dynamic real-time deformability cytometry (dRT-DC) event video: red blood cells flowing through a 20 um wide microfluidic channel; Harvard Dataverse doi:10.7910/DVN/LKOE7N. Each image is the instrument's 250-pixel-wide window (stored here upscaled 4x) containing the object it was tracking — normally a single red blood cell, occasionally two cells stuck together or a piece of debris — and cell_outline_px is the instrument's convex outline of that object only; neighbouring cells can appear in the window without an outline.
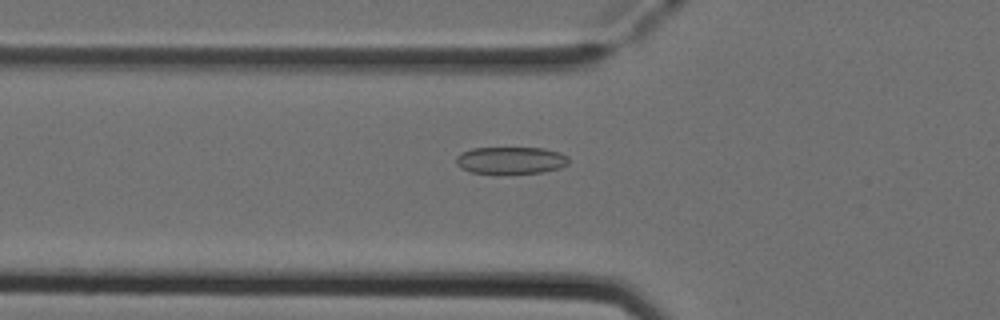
{"species": "Egyptian fruit bat (a non-hibernating species)", "species_latin": "Rousettus aegyptiacus", "temperature_condition": "cold", "stored_images_in_passage": 53, "camera_frame_rate_fps": 3000, "um_per_image_px": 0.085, "animal": {"sex": "female"}, "frame": {"image": 1, "passage_image": 19, "time_ms": 6.0, "image_size_px": [1000, 320], "cell_outline_px": [[568, 164], [560, 168], [544, 172], [472, 172], [460, 168], [456, 164], [456, 156], [460, 152], [472, 148], [544, 148], [560, 152], [568, 156]], "centroid_in_image_um": [43.42, 13.6], "position_along_channel_um": 82.4, "area_um2": 17.57}}
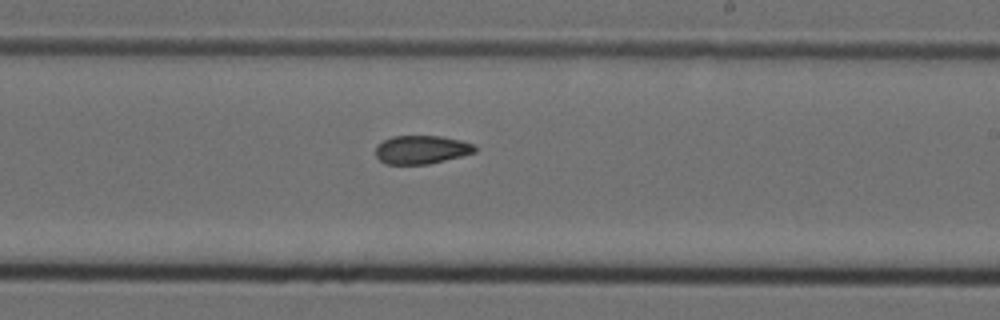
{"frame": {"image": 2, "passage_image": 32, "time_ms": 10.333, "image_size_px": [1000, 320], "cell_outline_px": [[476, 152], [428, 164], [384, 164], [376, 156], [376, 144], [392, 136], [440, 136], [460, 140], [472, 144], [476, 148]], "centroid_in_image_um": [35.78, 12.72], "position_along_channel_um": 253.2, "area_um2": 16.36}}
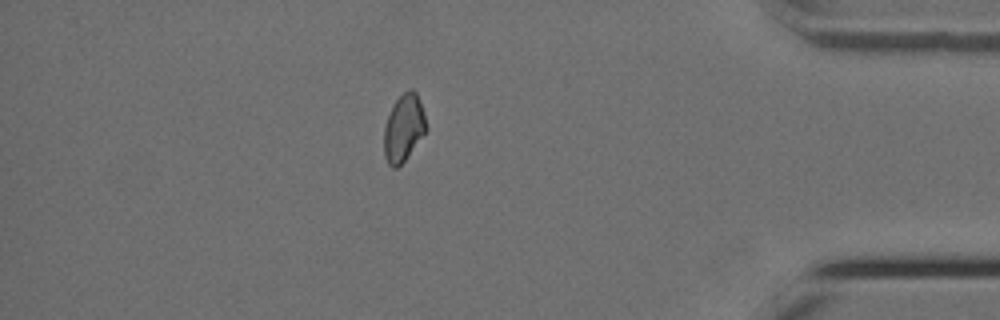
{"frame": {"image": 3, "passage_image": 46, "time_ms": 15.0, "image_size_px": [1000, 320], "cell_outline_px": [[428, 128], [404, 160], [396, 168], [392, 168], [388, 164], [384, 156], [384, 128], [392, 104], [408, 88], [412, 88], [416, 92], [424, 112]], "centroid_in_image_um": [34.31, 10.85], "position_along_channel_um": 400.9, "area_um2": 16.42}, "authors_computed_cell_mechanics": {"area_um2": 17.3978, "velocity_mm_per_s": 3.9159, "shape_relaxation_time_tau1_ms": 6.9943, "shape_relaxation_time_tau2_ms": 3.3396, "deformation_change_tau1": 0.1298, "deformation_change_tau2": 0.0918}}